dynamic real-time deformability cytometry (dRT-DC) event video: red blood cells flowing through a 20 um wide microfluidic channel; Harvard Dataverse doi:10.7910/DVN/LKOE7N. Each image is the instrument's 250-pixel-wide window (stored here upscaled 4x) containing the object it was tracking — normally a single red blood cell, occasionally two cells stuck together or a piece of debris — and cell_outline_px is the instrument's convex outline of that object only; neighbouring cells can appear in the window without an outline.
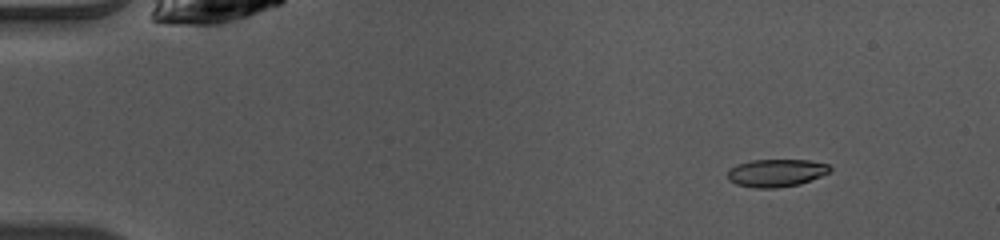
{"species": "common noctule bat (a hibernating species)", "species_latin": "Nyctalus noctula", "temperature_condition": "warm", "stored_images_in_passage": 44, "camera_frame_rate_fps": 3000, "um_per_image_px": 0.085, "animal": {"sex": "female", "body_mass_g": 10.0, "forearm_length_mm": 53.1}, "frame": {"image": 1, "passage_image": 1, "time_ms": 0.0, "image_size_px": [1000, 240], "cell_outline_px": [[832, 168], [828, 172], [820, 176], [800, 184], [776, 188], [756, 188], [736, 184], [728, 180], [728, 172], [736, 164], [752, 160], [808, 160], [828, 164]], "centroid_in_image_um": [65.97, 14.7], "position_along_channel_um": 19.0, "area_um2": 16.42}}
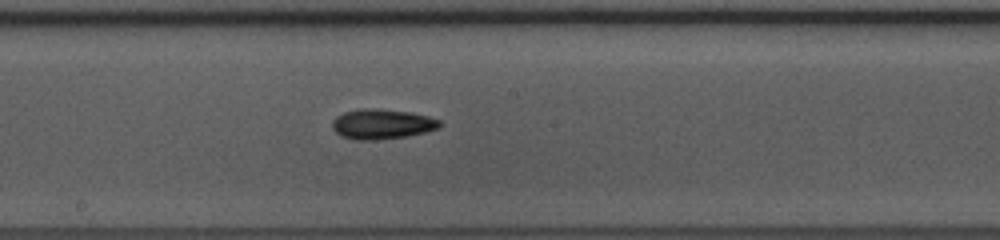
{"frame": {"image": 2, "passage_image": 22, "time_ms": 7.0, "image_size_px": [1000, 240], "cell_outline_px": [[440, 128], [408, 136], [376, 140], [356, 140], [340, 136], [332, 128], [332, 120], [336, 116], [344, 112], [360, 108], [368, 108], [408, 112], [428, 116], [440, 120]], "centroid_in_image_um": [32.43, 10.55], "position_along_channel_um": 215.8, "area_um2": 18.79}}
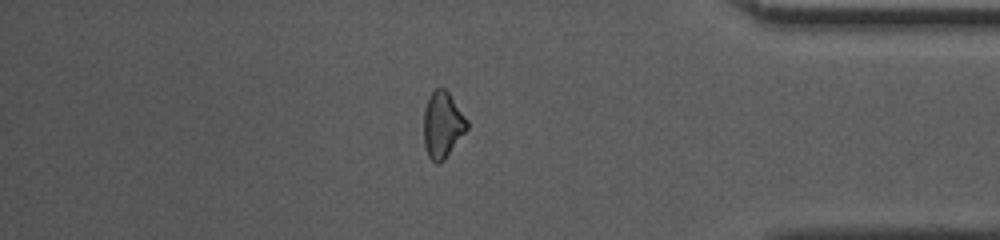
{"frame": {"image": 3, "passage_image": 37, "time_ms": 12.0, "image_size_px": [1000, 240], "cell_outline_px": [[468, 128], [444, 160], [440, 164], [436, 164], [428, 156], [424, 144], [424, 108], [428, 96], [436, 88], [444, 88], [448, 92], [468, 120]], "centroid_in_image_um": [37.6, 10.61], "position_along_channel_um": 397.6, "area_um2": 16.7}, "authors_computed_cell_mechanics": {"area_um2": 17.1666, "velocity_mm_per_s": 4.1117, "shape_relaxation_time_tau1_ms": 9.6474, "shape_relaxation_time_tau2_ms": null, "deformation_change_tau1": 0.1949, "deformation_change_tau2": null}}